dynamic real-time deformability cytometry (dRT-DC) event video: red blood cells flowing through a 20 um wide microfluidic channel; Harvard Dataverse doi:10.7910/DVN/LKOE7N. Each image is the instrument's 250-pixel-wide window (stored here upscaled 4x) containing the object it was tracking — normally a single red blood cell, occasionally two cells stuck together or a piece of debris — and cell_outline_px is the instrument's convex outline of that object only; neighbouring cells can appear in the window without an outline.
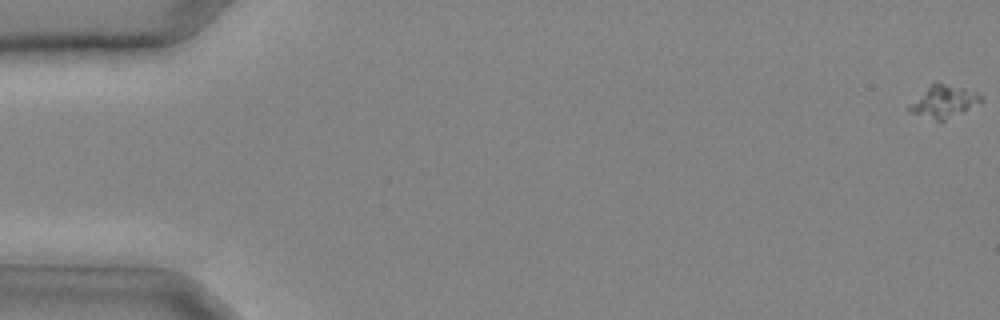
{"species": "common noctule bat (a hibernating species)", "species_latin": "Nyctalus noctula", "temperature_condition": "cold", "stored_images_in_passage": 32, "camera_frame_rate_fps": 3000, "um_per_image_px": 0.085, "animal": {"sex": "male", "body_mass_g": 20.4}, "frame": {"image": 1, "passage_image": 1, "time_ms": 0.0, "image_size_px": [1000, 320], "cell_outline_px": [[984, 100], [964, 112], [944, 120], [936, 120], [908, 112], [908, 108], [932, 84], [944, 84], [980, 92], [984, 96]], "centroid_in_image_um": [80.32, 8.66], "position_along_channel_um": 4.7, "area_um2": 12.95}}
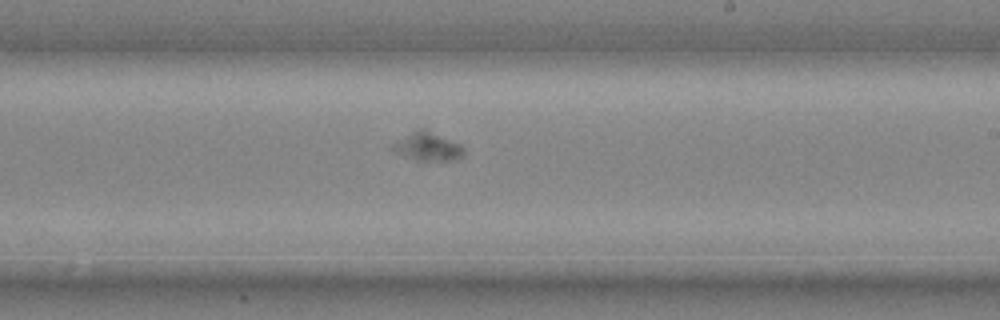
{"frame": {"image": 2, "passage_image": 21, "time_ms": 6.667, "image_size_px": [1000, 320], "cell_outline_px": [[464, 156], [460, 160], [416, 160], [396, 152], [388, 148], [392, 144], [412, 132], [420, 128], [424, 128], [460, 144], [464, 148]], "centroid_in_image_um": [36.39, 12.47], "position_along_channel_um": 252.6, "area_um2": 11.68}}
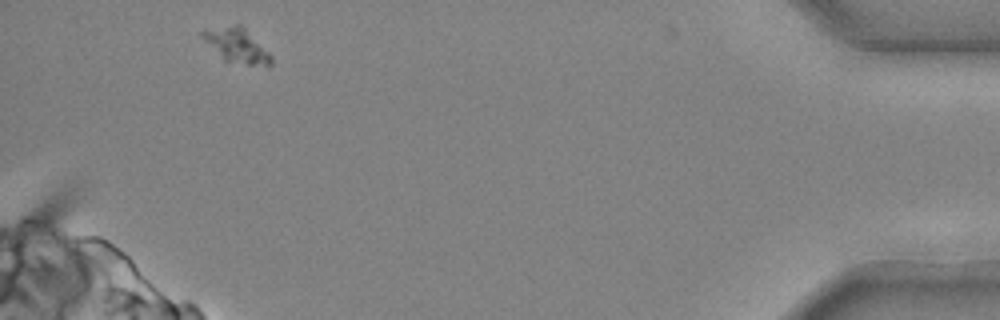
{"frame": {"image": 3, "passage_image": 32, "time_ms": 10.333, "image_size_px": [1000, 320], "cell_outline_px": [[272, 64], [248, 64], [224, 60], [200, 36], [200, 32], [236, 24], [240, 24], [272, 56]], "centroid_in_image_um": [20.11, 3.85], "position_along_channel_um": 415.1, "area_um2": 12.95}}